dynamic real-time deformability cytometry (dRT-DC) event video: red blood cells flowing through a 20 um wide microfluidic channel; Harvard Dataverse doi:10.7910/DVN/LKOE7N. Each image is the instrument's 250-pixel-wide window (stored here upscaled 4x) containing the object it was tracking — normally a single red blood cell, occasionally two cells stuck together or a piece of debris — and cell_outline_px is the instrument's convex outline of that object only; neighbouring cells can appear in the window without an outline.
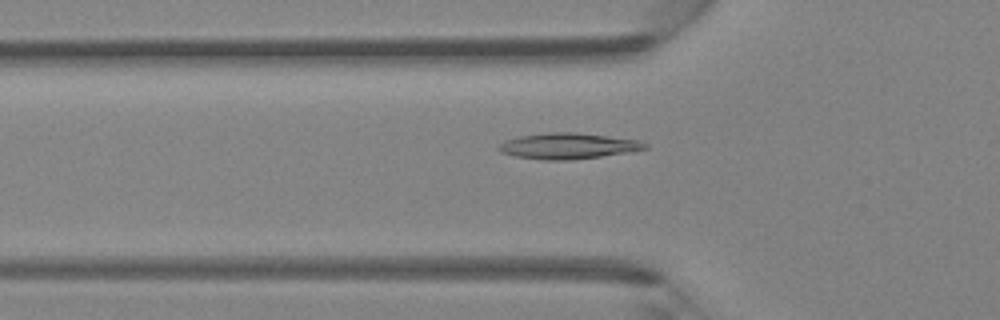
{"species": "Egyptian fruit bat (a non-hibernating species)", "species_latin": "Rousettus aegyptiacus", "temperature_condition": "room temperature", "stored_images_in_passage": 42, "camera_frame_rate_fps": 3000, "um_per_image_px": 0.085, "animal": {"sex": "female"}, "frame": {"image": 1, "passage_image": 15, "time_ms": 4.667, "image_size_px": [1000, 320], "cell_outline_px": [[648, 148], [632, 152], [572, 160], [540, 160], [516, 156], [500, 152], [496, 148], [504, 140], [520, 136], [552, 132], [576, 132], [640, 140], [648, 144]], "centroid_in_image_um": [48.31, 12.41], "position_along_channel_um": 77.5, "area_um2": 22.25}}
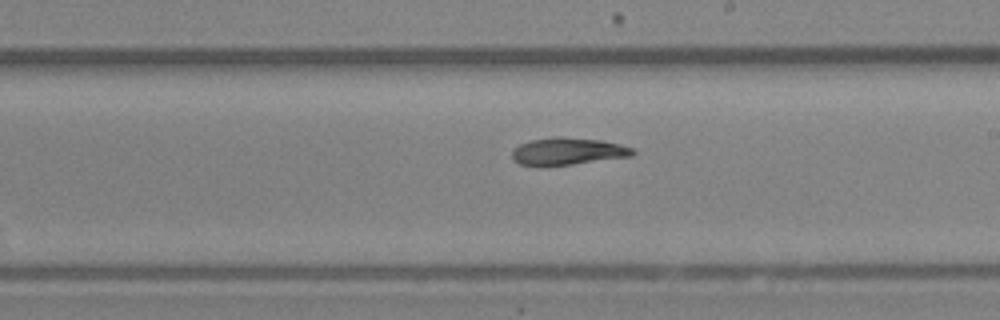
{"frame": {"image": 2, "passage_image": 26, "time_ms": 8.333, "image_size_px": [1000, 320], "cell_outline_px": [[636, 152], [632, 156], [572, 164], [520, 164], [512, 160], [512, 148], [520, 144], [532, 140], [556, 136], [560, 136], [600, 140], [620, 144], [632, 148]], "centroid_in_image_um": [48.27, 12.84], "position_along_channel_um": 240.7, "area_um2": 18.79}}
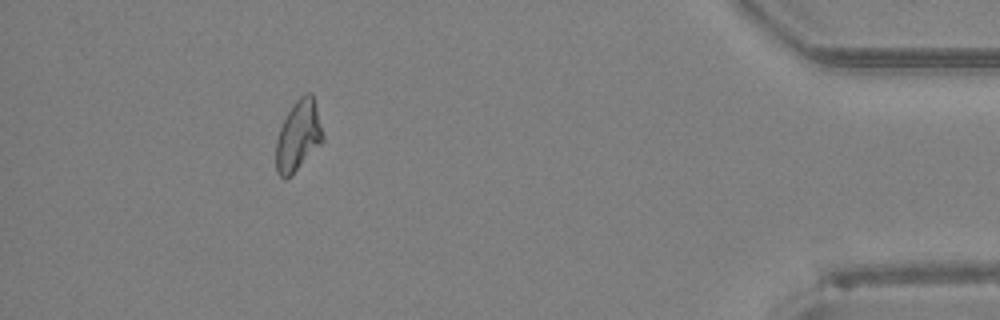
{"frame": {"image": 3, "passage_image": 41, "time_ms": 13.333, "image_size_px": [1000, 320], "cell_outline_px": [[324, 140], [284, 180], [276, 172], [276, 140], [280, 128], [292, 104], [304, 92], [312, 92], [324, 136]], "centroid_in_image_um": [25.34, 11.48], "position_along_channel_um": 409.9, "area_um2": 18.79}}